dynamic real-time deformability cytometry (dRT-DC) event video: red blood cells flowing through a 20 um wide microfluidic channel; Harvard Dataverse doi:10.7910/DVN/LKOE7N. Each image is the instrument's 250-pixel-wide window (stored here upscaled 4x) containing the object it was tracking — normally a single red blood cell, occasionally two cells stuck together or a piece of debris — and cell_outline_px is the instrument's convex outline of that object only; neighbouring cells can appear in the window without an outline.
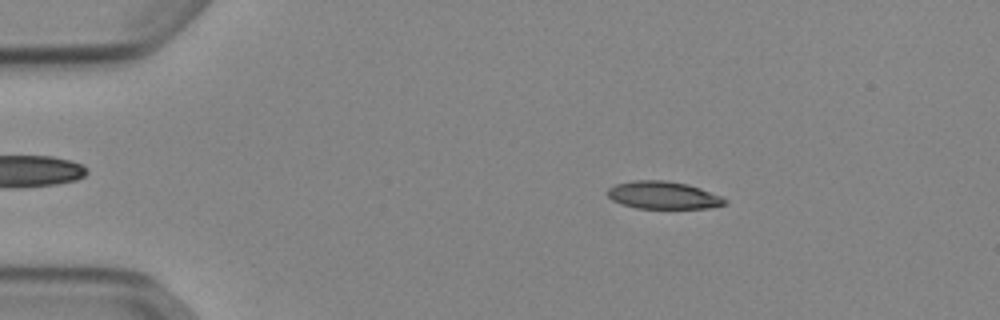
{"species": "Egyptian fruit bat (a non-hibernating species)", "species_latin": "Rousettus aegyptiacus", "temperature_condition": "cold", "stored_images_in_passage": 44, "camera_frame_rate_fps": 3000, "um_per_image_px": 0.085, "animal": {"sex": "female"}, "frame": {"image": 1, "passage_image": 1, "time_ms": 0.0, "image_size_px": [1000, 320], "cell_outline_px": [[728, 204], [708, 208], [636, 208], [620, 204], [612, 200], [608, 196], [608, 188], [616, 184], [632, 180], [664, 180], [688, 184], [724, 196], [728, 200]], "centroid_in_image_um": [56.41, 16.59], "position_along_channel_um": 28.6, "area_um2": 19.07}}
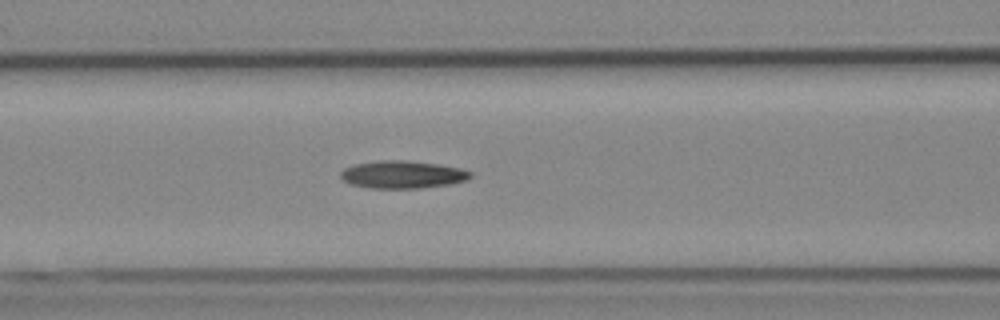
{"frame": {"image": 2, "passage_image": 14, "time_ms": 4.333, "image_size_px": [1000, 320], "cell_outline_px": [[472, 176], [468, 180], [448, 184], [420, 188], [368, 188], [352, 184], [344, 180], [340, 176], [340, 172], [344, 168], [356, 164], [376, 160], [408, 160], [440, 164], [460, 168], [472, 172]], "centroid_in_image_um": [34.23, 14.82], "position_along_channel_um": 132.4, "area_um2": 20.98}}
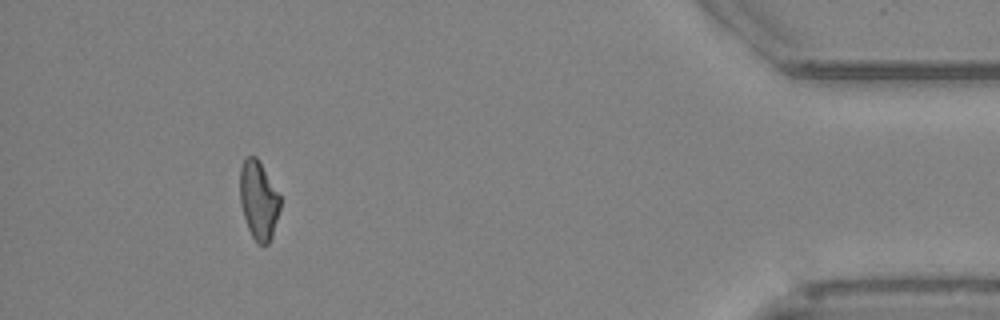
{"frame": {"image": 3, "passage_image": 40, "time_ms": 13.0, "image_size_px": [1000, 320], "cell_outline_px": [[280, 208], [272, 236], [268, 244], [256, 244], [248, 228], [240, 204], [240, 168], [244, 160], [248, 156], [256, 156], [280, 196]], "centroid_in_image_um": [21.97, 17.04], "position_along_channel_um": 413.2, "area_um2": 18.21}, "authors_computed_cell_mechanics": {"area_um2": 19.7387, "velocity_mm_per_s": 3.8898, "shape_relaxation_time_tau1_ms": 9.7444, "shape_relaxation_time_tau2_ms": 10.2312, "deformation_change_tau1": 0.2177, "deformation_change_tau2": 0.2167}}